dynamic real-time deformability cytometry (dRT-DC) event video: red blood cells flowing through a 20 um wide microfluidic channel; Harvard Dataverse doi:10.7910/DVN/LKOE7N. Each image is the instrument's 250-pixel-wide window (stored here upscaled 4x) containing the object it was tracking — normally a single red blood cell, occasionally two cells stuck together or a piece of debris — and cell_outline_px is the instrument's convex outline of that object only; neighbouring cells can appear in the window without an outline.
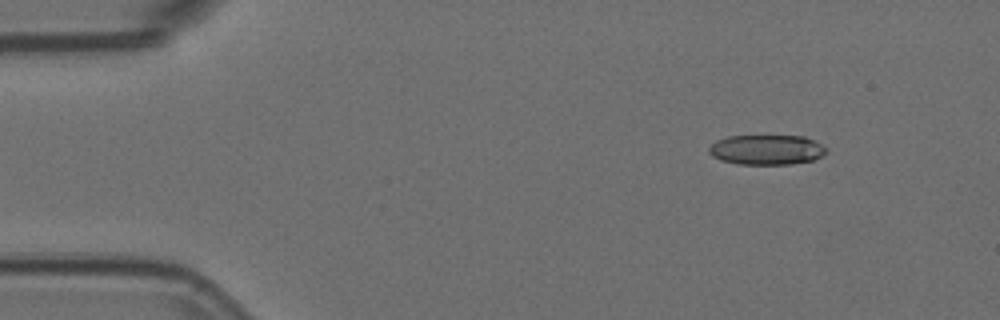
{"species": "Egyptian fruit bat (a non-hibernating species)", "species_latin": "Rousettus aegyptiacus", "temperature_condition": "room temperature", "stored_images_in_passage": 5, "camera_frame_rate_fps": 3000, "um_per_image_px": 0.085, "animal": {"sex": "female"}, "frame": {"image": 1, "passage_image": 2, "time_ms": 0.333, "image_size_px": [1000, 320], "cell_outline_px": [[828, 152], [812, 160], [792, 164], [736, 164], [720, 160], [712, 156], [708, 152], [708, 148], [716, 140], [728, 136], [804, 136], [820, 144]], "centroid_in_image_um": [65.11, 12.73], "position_along_channel_um": 19.9, "area_um2": 20.4}}
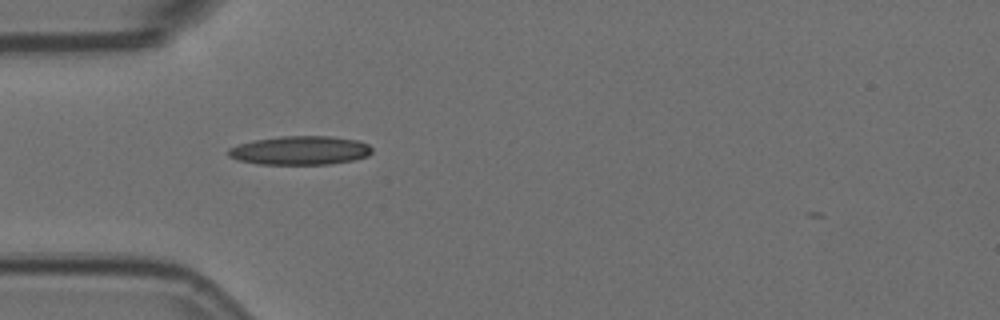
{"frame": {"image": 2, "passage_image": 5, "time_ms": 1.333, "image_size_px": [1000, 320], "cell_outline_px": [[372, 152], [368, 156], [352, 160], [328, 164], [260, 164], [236, 160], [228, 156], [228, 148], [252, 140], [280, 136], [332, 136], [356, 140], [368, 144], [372, 148]], "centroid_in_image_um": [25.49, 12.78], "position_along_channel_um": 59.5, "area_um2": 24.16}}